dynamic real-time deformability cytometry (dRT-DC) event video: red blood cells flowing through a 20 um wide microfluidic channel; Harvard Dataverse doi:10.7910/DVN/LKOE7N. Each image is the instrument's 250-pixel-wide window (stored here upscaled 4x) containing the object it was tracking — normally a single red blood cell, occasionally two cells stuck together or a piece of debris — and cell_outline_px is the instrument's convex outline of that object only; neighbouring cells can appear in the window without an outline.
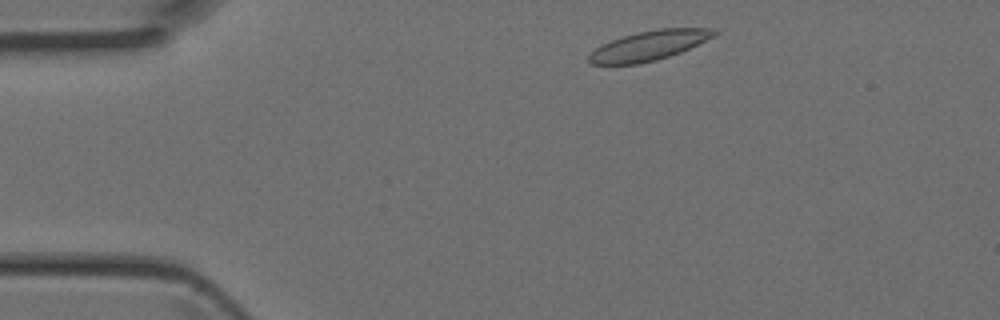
{"species": "Egyptian fruit bat (a non-hibernating species)", "species_latin": "Rousettus aegyptiacus", "temperature_condition": "room temperature", "stored_images_in_passage": 2, "camera_frame_rate_fps": 3000, "um_per_image_px": 0.085, "animal": {"sex": "female"}, "frame": {"image": 1, "passage_image": 1, "time_ms": 0.0, "image_size_px": [1000, 320], "cell_outline_px": [[720, 32], [716, 36], [680, 52], [656, 60], [640, 64], [592, 64], [588, 60], [588, 56], [596, 48], [612, 40], [624, 36], [640, 32], [660, 28], [716, 28]], "centroid_in_image_um": [55.24, 3.86], "position_along_channel_um": 29.8, "area_um2": 21.44}}